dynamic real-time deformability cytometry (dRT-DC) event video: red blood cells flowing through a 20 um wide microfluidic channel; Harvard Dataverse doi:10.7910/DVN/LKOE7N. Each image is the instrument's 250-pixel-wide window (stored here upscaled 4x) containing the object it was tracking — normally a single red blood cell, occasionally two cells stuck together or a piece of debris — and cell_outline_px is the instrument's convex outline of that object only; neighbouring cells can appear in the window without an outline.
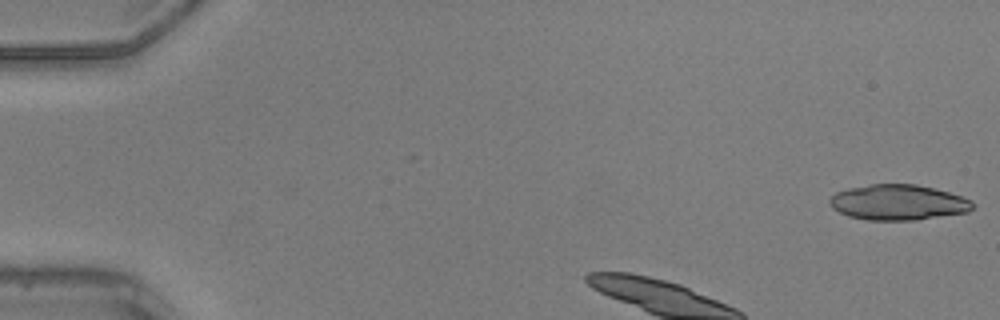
{"species": "common noctule bat (a hibernating species)", "species_latin": "Nyctalus noctula", "temperature_condition": "warm", "stored_images_in_passage": 40, "camera_frame_rate_fps": 3000, "um_per_image_px": 0.085, "animal": {"sex": "male", "body_mass_g": 20.5, "forearm_length_mm": 52.5}, "frame": {"image": 1, "passage_image": 1, "time_ms": 0.0, "image_size_px": [1000, 320], "cell_outline_px": [[976, 204], [968, 212], [916, 220], [868, 220], [848, 216], [832, 208], [828, 200], [836, 192], [848, 188], [872, 184], [916, 184], [948, 192], [972, 200]], "centroid_in_image_um": [76.34, 17.2], "position_along_channel_um": 8.7, "area_um2": 29.54}, "authors_computed_cell_mechanics": {"area_um2": 18.2648, "velocity_mm_per_s": 4.0873, "shape_relaxation_time_tau1_ms": 1.4902, "shape_relaxation_time_tau2_ms": null, "deformation_change_tau1": 0.0977, "deformation_change_tau2": null}}